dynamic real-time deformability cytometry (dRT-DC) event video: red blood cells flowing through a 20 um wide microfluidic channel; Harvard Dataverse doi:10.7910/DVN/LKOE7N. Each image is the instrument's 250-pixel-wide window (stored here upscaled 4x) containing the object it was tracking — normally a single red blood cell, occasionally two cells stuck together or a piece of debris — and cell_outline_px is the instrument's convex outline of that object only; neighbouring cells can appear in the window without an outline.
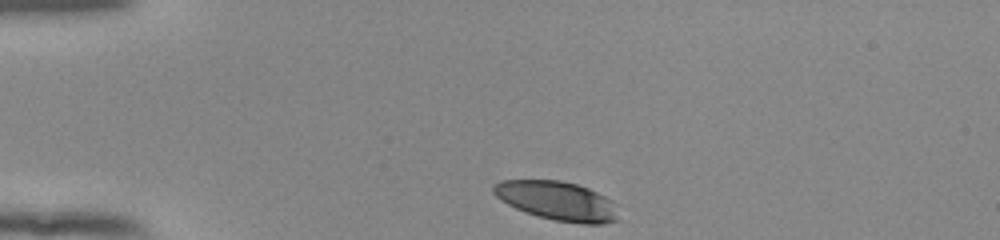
{"species": "human", "species_latin": "Homo sapiens", "temperature_condition": "room temperature", "stored_images_in_passage": 34, "camera_frame_rate_fps": 3000, "um_per_image_px": 0.085, "donor": {"sex": "female"}, "frame": {"image": 1, "passage_image": 1, "time_ms": 0.0, "image_size_px": [1000, 240], "cell_outline_px": [[620, 220], [600, 224], [584, 224], [556, 220], [524, 212], [500, 200], [492, 192], [492, 188], [500, 180], [560, 180], [576, 184], [588, 188], [612, 200], [616, 204]], "centroid_in_image_um": [47.39, 17.07], "position_along_channel_um": 37.6, "area_um2": 28.44}}
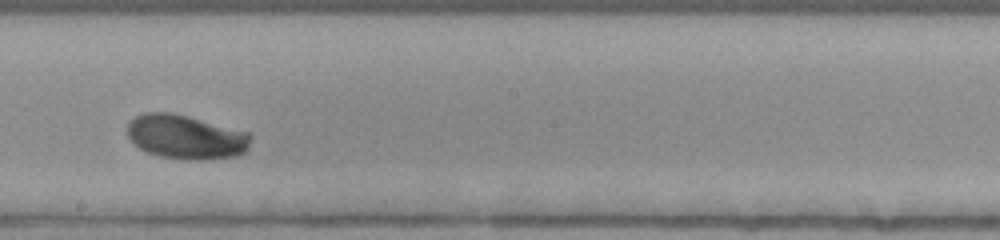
{"frame": {"image": 2, "passage_image": 20, "time_ms": 6.333, "image_size_px": [1000, 240], "cell_outline_px": [[252, 136], [248, 152], [236, 156], [208, 160], [188, 160], [160, 156], [148, 152], [140, 148], [128, 136], [128, 120], [144, 112], [172, 112], [188, 116], [248, 132]], "centroid_in_image_um": [15.84, 11.64], "position_along_channel_um": 232.4, "area_um2": 32.02}}
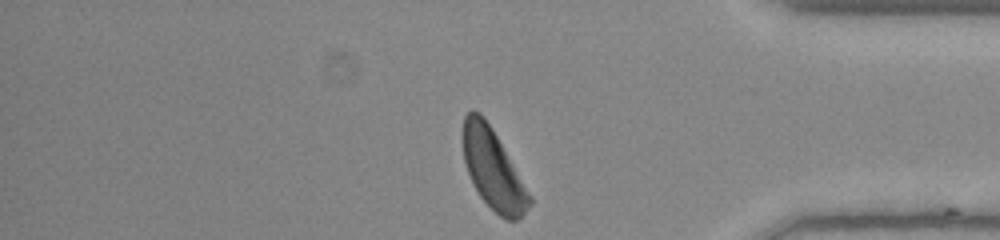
{"frame": {"image": 3, "passage_image": 34, "time_ms": 11.0, "image_size_px": [1000, 240], "cell_outline_px": [[532, 204], [516, 220], [508, 220], [500, 216], [480, 196], [468, 172], [464, 160], [460, 136], [460, 132], [464, 116], [472, 108], [480, 112], [484, 116], [492, 128], [532, 196]], "centroid_in_image_um": [41.87, 14.31], "position_along_channel_um": 393.3, "area_um2": 31.04}, "authors_computed_cell_mechanics": {"area_um2": 30.8363, "velocity_mm_per_s": 3.8515, "shape_relaxation_time_tau1_ms": 2.5123, "shape_relaxation_time_tau2_ms": null, "deformation_change_tau1": 0.1497, "deformation_change_tau2": null}}